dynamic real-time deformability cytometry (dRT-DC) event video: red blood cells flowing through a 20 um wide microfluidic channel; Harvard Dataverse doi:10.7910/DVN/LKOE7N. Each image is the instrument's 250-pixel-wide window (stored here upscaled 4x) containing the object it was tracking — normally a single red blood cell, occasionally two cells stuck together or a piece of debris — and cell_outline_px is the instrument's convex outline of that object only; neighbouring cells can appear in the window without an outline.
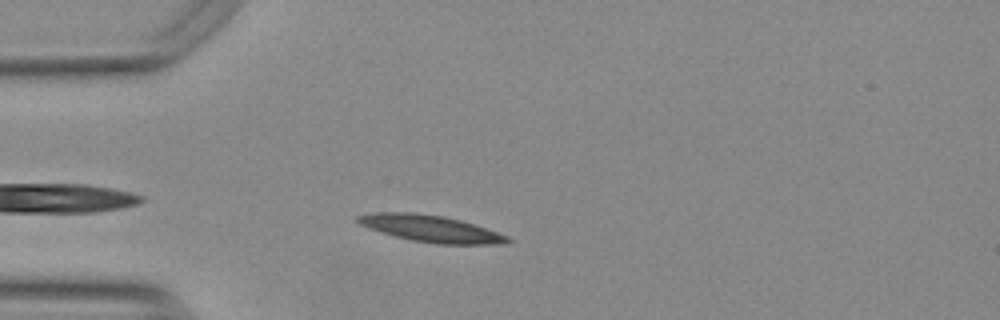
{"species": "Egyptian fruit bat (a non-hibernating species)", "species_latin": "Rousettus aegyptiacus", "temperature_condition": "warm", "stored_images_in_passage": 34, "camera_frame_rate_fps": 3000, "um_per_image_px": 0.085, "animal": {"sex": "female"}, "frame": {"image": 1, "passage_image": 4, "time_ms": 1.0, "image_size_px": [1000, 320], "cell_outline_px": [[512, 240], [508, 244], [436, 244], [412, 240], [380, 232], [368, 228], [360, 224], [356, 220], [356, 216], [376, 212], [412, 212], [444, 216], [460, 220], [508, 236]], "centroid_in_image_um": [36.6, 19.43], "position_along_channel_um": 48.4, "area_um2": 23.18}}
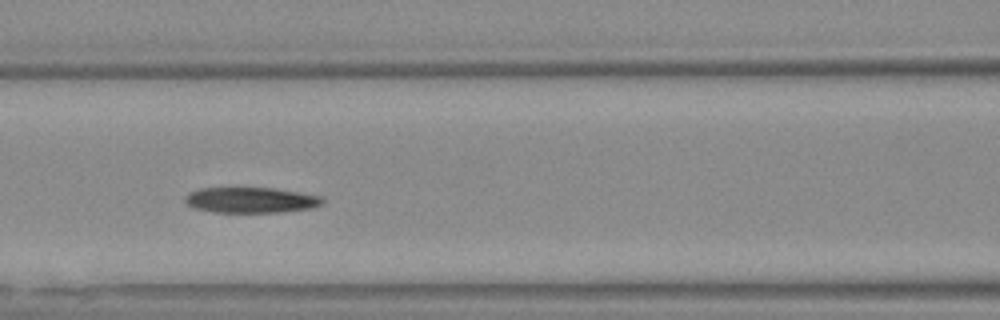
{"frame": {"image": 2, "passage_image": 13, "time_ms": 4.0, "image_size_px": [1000, 320], "cell_outline_px": [[324, 200], [320, 204], [312, 208], [280, 212], [212, 212], [192, 208], [184, 200], [184, 196], [188, 192], [200, 188], [272, 188], [320, 196]], "centroid_in_image_um": [21.24, 17.01], "position_along_channel_um": 145.4, "area_um2": 20.4}}
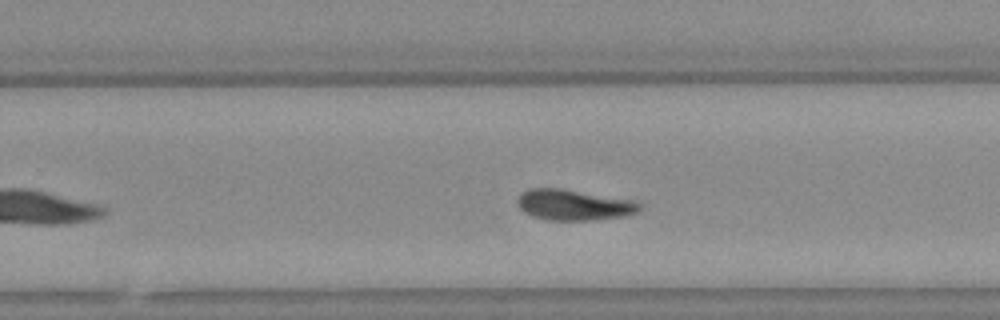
{"frame": {"image": 3, "passage_image": 24, "time_ms": 7.667, "image_size_px": [1000, 320], "cell_outline_px": [[640, 208], [636, 212], [624, 216], [596, 220], [544, 220], [532, 216], [524, 212], [520, 208], [516, 200], [528, 188], [564, 188], [636, 200], [640, 204]], "centroid_in_image_um": [48.78, 17.41], "position_along_channel_um": 281.0, "area_um2": 22.14}, "authors_computed_cell_mechanics": {"area_um2": 22.0507, "velocity_mm_per_s": 3.7207, "shape_relaxation_time_tau1_ms": null, "shape_relaxation_time_tau2_ms": 7.5015, "deformation_change_tau1": null, "deformation_change_tau2": 0.1496}}